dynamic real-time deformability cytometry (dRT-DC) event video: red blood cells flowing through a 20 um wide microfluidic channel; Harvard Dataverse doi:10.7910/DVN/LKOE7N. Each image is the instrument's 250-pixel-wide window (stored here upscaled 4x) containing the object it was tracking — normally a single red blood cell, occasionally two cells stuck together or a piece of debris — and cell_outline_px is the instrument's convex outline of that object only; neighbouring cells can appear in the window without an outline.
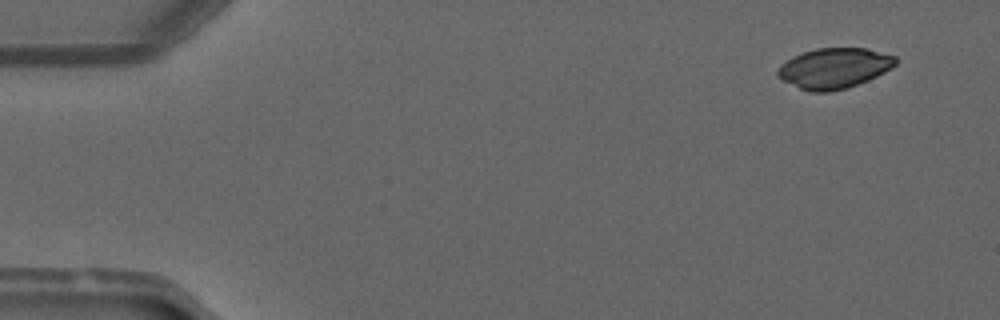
{"species": "common noctule bat (a hibernating species)", "species_latin": "Nyctalus noctula", "temperature_condition": "warm", "stored_images_in_passage": 50, "camera_frame_rate_fps": 3000, "um_per_image_px": 0.085, "animal": {"sex": "male", "forearm_length_mm": 52.5}, "frame": {"image": 1, "passage_image": 4, "time_ms": 1.0, "image_size_px": [1000, 320], "cell_outline_px": [[896, 64], [884, 72], [868, 80], [832, 92], [808, 92], [776, 76], [776, 72], [780, 64], [792, 56], [816, 48], [868, 48], [896, 56]], "centroid_in_image_um": [70.88, 5.79], "position_along_channel_um": 14.1, "area_um2": 27.69}}
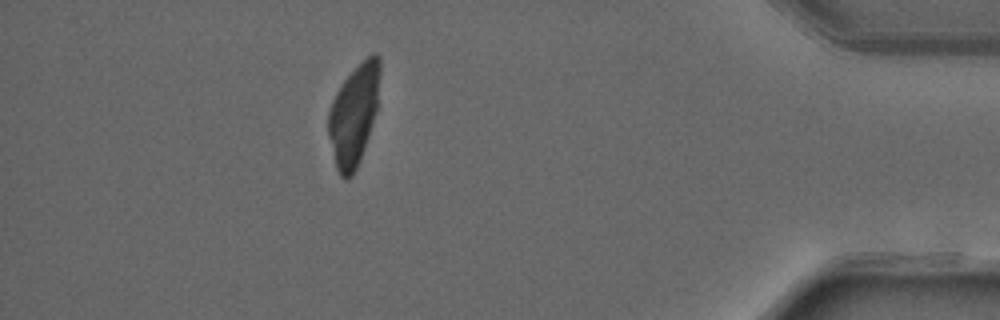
{"frame": {"image": 2, "passage_image": 45, "time_ms": 14.667, "image_size_px": [1000, 320], "cell_outline_px": [[380, 104], [360, 160], [352, 176], [348, 180], [340, 176], [336, 168], [328, 136], [328, 112], [332, 100], [336, 92], [344, 80], [372, 52], [376, 52], [380, 56]], "centroid_in_image_um": [30.11, 9.75], "position_along_channel_um": 405.1, "area_um2": 30.75}}